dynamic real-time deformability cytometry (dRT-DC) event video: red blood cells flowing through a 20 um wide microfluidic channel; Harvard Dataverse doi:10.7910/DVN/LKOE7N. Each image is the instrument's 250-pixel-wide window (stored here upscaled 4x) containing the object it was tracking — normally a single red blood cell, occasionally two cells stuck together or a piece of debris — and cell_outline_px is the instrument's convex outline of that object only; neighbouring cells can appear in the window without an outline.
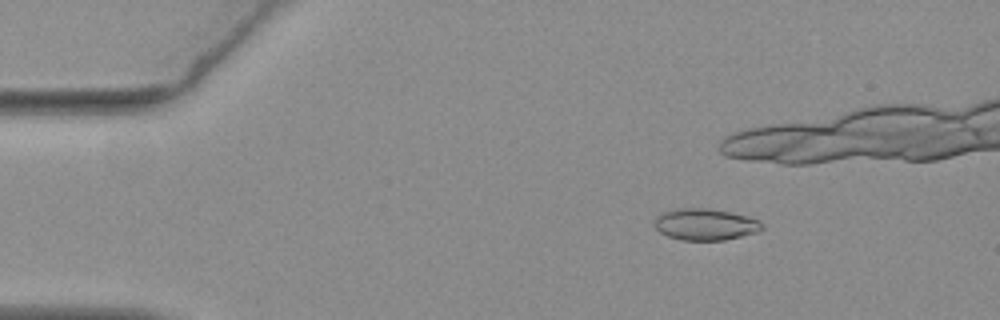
{"species": "common noctule bat (a hibernating species)", "species_latin": "Nyctalus noctula", "temperature_condition": "warm", "stored_images_in_passage": 6, "camera_frame_rate_fps": 3000, "um_per_image_px": 0.085, "animal": {"sex": "female", "body_mass_g": 19.3, "forearm_length_mm": 54.1}, "frame": {"image": 1, "passage_image": 1, "time_ms": 0.0, "image_size_px": [1000, 320], "cell_outline_px": [[764, 228], [760, 232], [724, 240], [680, 240], [668, 236], [660, 232], [656, 228], [656, 216], [664, 212], [676, 208], [708, 208], [748, 216], [760, 220], [764, 224]], "centroid_in_image_um": [60.01, 19.08], "position_along_channel_um": 25.0, "area_um2": 19.88}}